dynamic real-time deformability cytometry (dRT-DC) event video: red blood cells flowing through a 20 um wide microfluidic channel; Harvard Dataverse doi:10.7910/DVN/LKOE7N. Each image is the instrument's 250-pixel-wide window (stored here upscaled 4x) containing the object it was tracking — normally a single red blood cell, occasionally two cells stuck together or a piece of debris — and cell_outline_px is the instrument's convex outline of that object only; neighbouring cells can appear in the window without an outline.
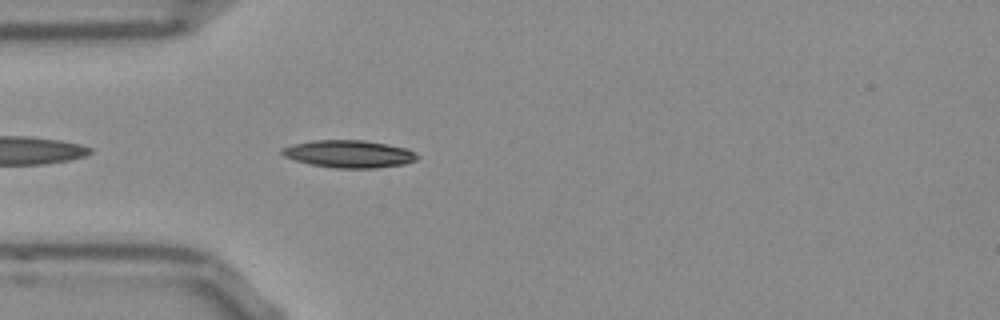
{"species": "Egyptian fruit bat (a non-hibernating species)", "species_latin": "Rousettus aegyptiacus", "temperature_condition": "room temperature", "stored_images_in_passage": 41, "camera_frame_rate_fps": 3000, "um_per_image_px": 0.085, "frame": {"image": 1, "passage_image": 3, "time_ms": 0.667, "image_size_px": [1000, 320], "cell_outline_px": [[420, 156], [416, 160], [404, 164], [376, 168], [336, 168], [312, 164], [296, 160], [284, 156], [280, 152], [280, 148], [292, 144], [312, 140], [364, 140], [388, 144], [408, 148]], "centroid_in_image_um": [29.68, 13.07], "position_along_channel_um": 55.3, "area_um2": 21.73}}
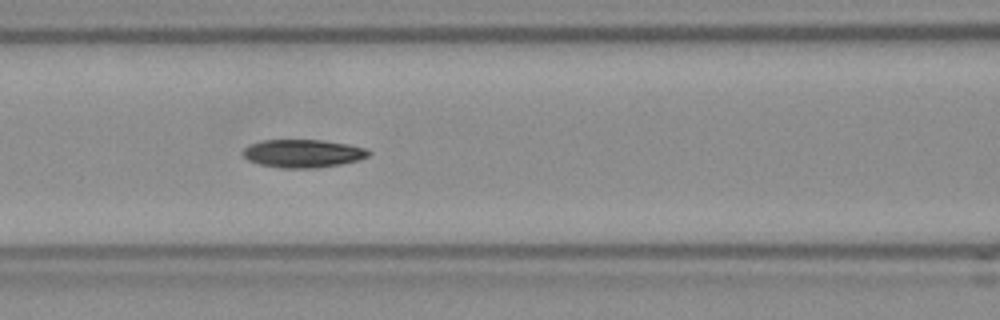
{"frame": {"image": 2, "passage_image": 10, "time_ms": 3.0, "image_size_px": [1000, 320], "cell_outline_px": [[372, 152], [368, 156], [356, 160], [340, 164], [316, 168], [280, 168], [260, 164], [248, 160], [244, 156], [244, 148], [252, 144], [264, 140], [320, 140], [348, 144], [364, 148]], "centroid_in_image_um": [25.75, 13.05], "position_along_channel_um": 140.8, "area_um2": 20.29}}
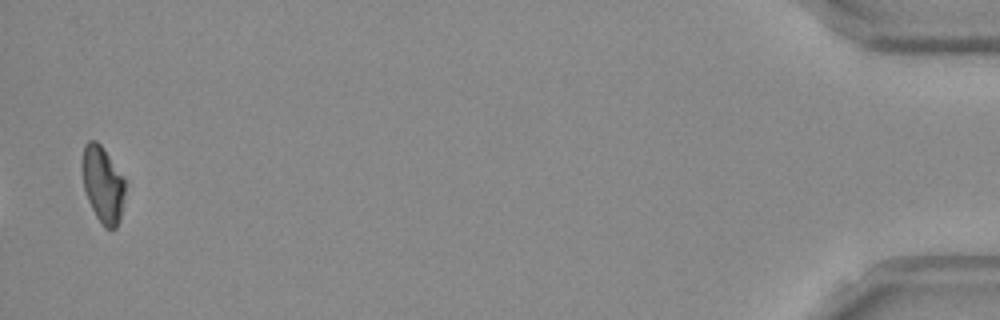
{"frame": {"image": 3, "passage_image": 40, "time_ms": 13.0, "image_size_px": [1000, 320], "cell_outline_px": [[124, 192], [120, 220], [116, 228], [104, 228], [96, 216], [88, 200], [84, 188], [84, 144], [88, 140], [96, 140], [100, 144], [124, 176]], "centroid_in_image_um": [8.76, 15.69], "position_along_channel_um": 426.4, "area_um2": 18.61}, "authors_computed_cell_mechanics": {"area_um2": 20.23, "velocity_mm_per_s": 3.808, "shape_relaxation_time_tau1_ms": 5.3844, "shape_relaxation_time_tau2_ms": null, "deformation_change_tau1": 0.1552, "deformation_change_tau2": null}}